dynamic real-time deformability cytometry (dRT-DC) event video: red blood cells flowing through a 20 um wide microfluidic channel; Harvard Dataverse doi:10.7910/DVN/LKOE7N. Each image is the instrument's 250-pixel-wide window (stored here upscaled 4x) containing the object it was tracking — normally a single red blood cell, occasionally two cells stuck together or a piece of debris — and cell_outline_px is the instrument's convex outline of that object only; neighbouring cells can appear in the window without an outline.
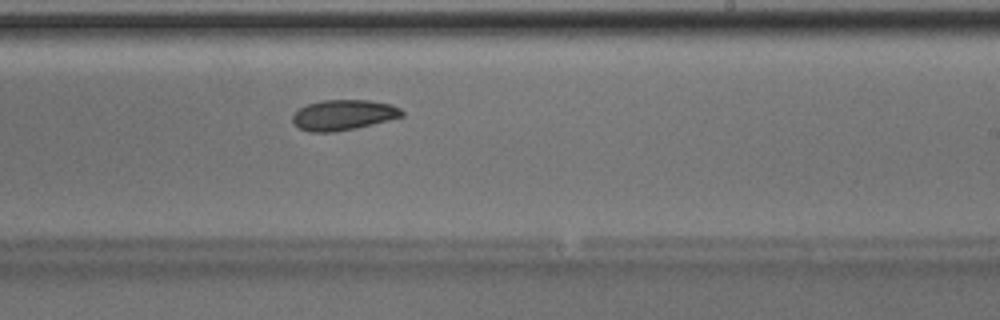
{"species": "Egyptian fruit bat (a non-hibernating species)", "species_latin": "Rousettus aegyptiacus", "temperature_condition": "room temperature", "stored_images_in_passage": 44, "camera_frame_rate_fps": 3000, "um_per_image_px": 0.085, "animal": {"sex": "male"}, "frame": {"image": 1, "passage_image": 24, "time_ms": 7.667, "image_size_px": [1000, 320], "cell_outline_px": [[404, 116], [356, 128], [332, 132], [308, 132], [300, 128], [292, 120], [292, 116], [300, 108], [308, 104], [320, 100], [368, 100], [392, 104], [400, 108], [404, 112]], "centroid_in_image_um": [29.21, 9.76], "position_along_channel_um": 259.8, "area_um2": 19.31}}
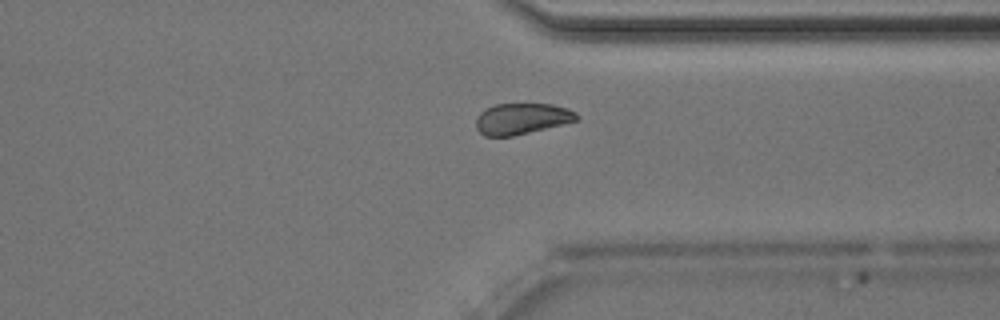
{"frame": {"image": 2, "passage_image": 32, "time_ms": 10.333, "image_size_px": [1000, 320], "cell_outline_px": [[580, 120], [512, 136], [484, 136], [476, 128], [476, 120], [480, 112], [484, 108], [496, 104], [552, 104], [568, 108], [576, 112], [580, 116]], "centroid_in_image_um": [44.37, 10.08], "position_along_channel_um": 367.0, "area_um2": 18.32}}
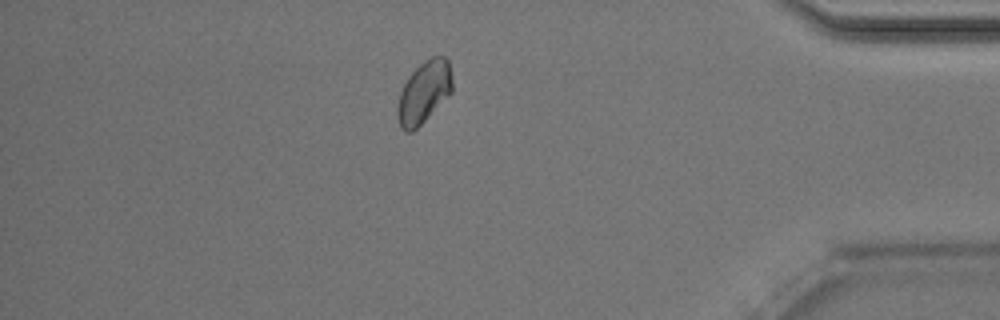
{"frame": {"image": 3, "passage_image": 37, "time_ms": 12.0, "image_size_px": [1000, 320], "cell_outline_px": [[452, 92], [412, 132], [404, 132], [400, 128], [396, 116], [396, 108], [400, 92], [408, 76], [424, 60], [432, 56], [444, 56], [448, 60], [452, 80]], "centroid_in_image_um": [36.0, 7.84], "position_along_channel_um": 399.2, "area_um2": 19.77}, "authors_computed_cell_mechanics": {"area_um2": 19.8832, "velocity_mm_per_s": 4.005, "shape_relaxation_time_tau1_ms": 6.2033, "shape_relaxation_time_tau2_ms": null, "deformation_change_tau1": 0.0969, "deformation_change_tau2": null}}